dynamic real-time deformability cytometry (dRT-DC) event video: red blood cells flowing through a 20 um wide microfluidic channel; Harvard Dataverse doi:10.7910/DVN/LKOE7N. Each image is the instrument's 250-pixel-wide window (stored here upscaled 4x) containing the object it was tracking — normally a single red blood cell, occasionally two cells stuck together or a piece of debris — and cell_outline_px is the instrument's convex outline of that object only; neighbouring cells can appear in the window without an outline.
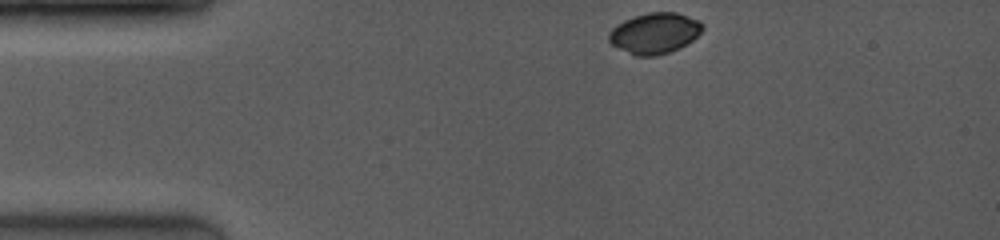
{"species": "common noctule bat (a hibernating species)", "species_latin": "Nyctalus noctula", "temperature_condition": "room temperature", "stored_images_in_passage": 26, "camera_frame_rate_fps": 4000, "um_per_image_px": 0.085, "animal": {"sex": "female", "body_mass_g": 19.0, "forearm_length_mm": 53.3}, "frame": {"image": 1, "passage_image": 1, "time_ms": 0.0, "image_size_px": [1000, 240], "cell_outline_px": [[704, 28], [692, 40], [680, 48], [656, 56], [636, 56], [612, 44], [608, 40], [608, 32], [616, 24], [632, 16], [648, 12], [676, 12], [700, 20], [704, 24]], "centroid_in_image_um": [55.65, 2.8], "position_along_channel_um": 29.4, "area_um2": 22.37}}
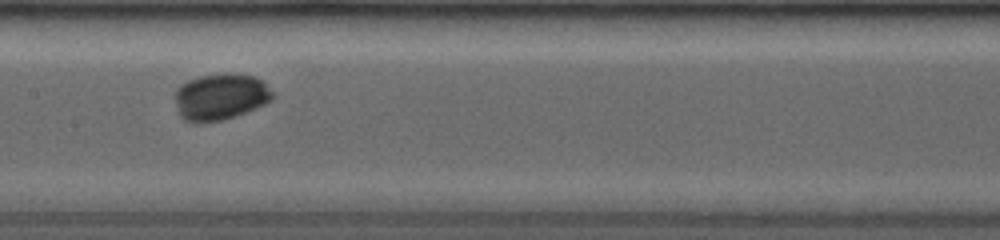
{"frame": {"image": 2, "passage_image": 12, "time_ms": 5.25, "image_size_px": [1000, 240], "cell_outline_px": [[272, 100], [264, 104], [236, 116], [220, 120], [200, 124], [192, 124], [184, 120], [180, 116], [176, 104], [176, 92], [184, 84], [192, 80], [204, 76], [252, 76], [260, 80], [272, 92]], "centroid_in_image_um": [18.71, 8.31], "position_along_channel_um": 188.7, "area_um2": 25.32}}
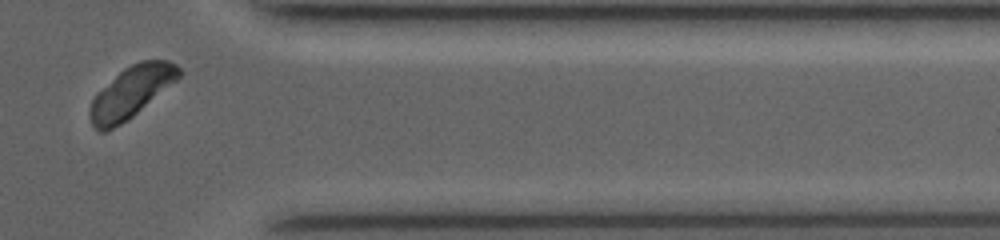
{"frame": {"image": 3, "passage_image": 24, "time_ms": 10.5, "image_size_px": [1000, 240], "cell_outline_px": [[184, 72], [176, 80], [128, 120], [104, 132], [100, 132], [92, 124], [88, 112], [92, 100], [96, 92], [124, 68], [140, 60], [168, 60], [176, 64]], "centroid_in_image_um": [11.14, 7.82], "position_along_channel_um": 400.3, "area_um2": 26.47}, "authors_computed_cell_mechanics": {"area_um2": 25.9811, "velocity_mm_per_s": 4.0902, "shape_relaxation_time_tau1_ms": 1.7572, "shape_relaxation_time_tau2_ms": null, "deformation_change_tau1": 0.1398, "deformation_change_tau2": null}}